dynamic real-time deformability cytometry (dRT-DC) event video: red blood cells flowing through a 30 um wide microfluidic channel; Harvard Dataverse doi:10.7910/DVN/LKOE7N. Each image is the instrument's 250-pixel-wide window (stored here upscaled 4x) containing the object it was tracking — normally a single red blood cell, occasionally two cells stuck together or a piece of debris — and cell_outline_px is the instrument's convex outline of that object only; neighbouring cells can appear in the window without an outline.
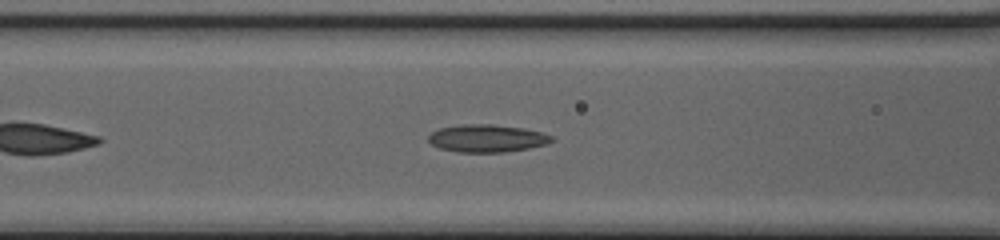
{"species": "common noctule bat (a hibernating species)", "species_latin": "Nyctalus noctula", "temperature_condition": "cold", "stored_images_in_passage": 35, "camera_frame_rate_fps": 3000, "um_per_image_px": 0.085, "animal": {"sex": "female", "body_mass_g": 20.0, "forearm_length_mm": 54.0}, "frame": {"image": 1, "passage_image": 8, "time_ms": 2.333, "image_size_px": [1000, 240], "cell_outline_px": [[556, 140], [548, 144], [528, 148], [504, 152], [456, 152], [440, 148], [432, 144], [428, 140], [428, 136], [432, 132], [440, 128], [460, 124], [492, 124], [524, 128], [540, 132], [552, 136]], "centroid_in_image_um": [41.41, 11.75], "position_along_channel_um": 125.2, "area_um2": 19.88}}
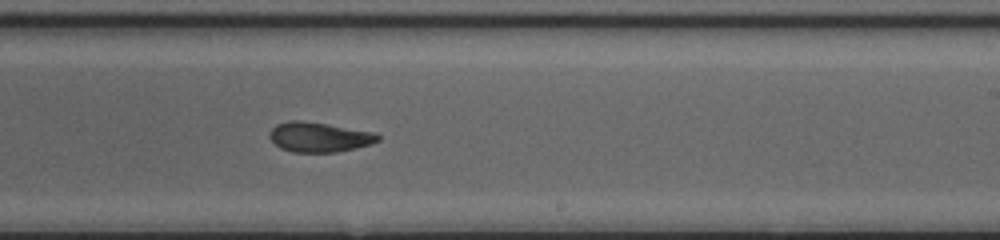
{"frame": {"image": 2, "passage_image": 18, "time_ms": 5.667, "image_size_px": [1000, 240], "cell_outline_px": [[380, 140], [372, 144], [356, 148], [336, 152], [292, 152], [280, 148], [268, 136], [268, 132], [276, 124], [288, 120], [300, 120], [328, 124], [376, 132], [380, 136]], "centroid_in_image_um": [27.13, 11.64], "position_along_channel_um": 261.9, "area_um2": 19.07}}
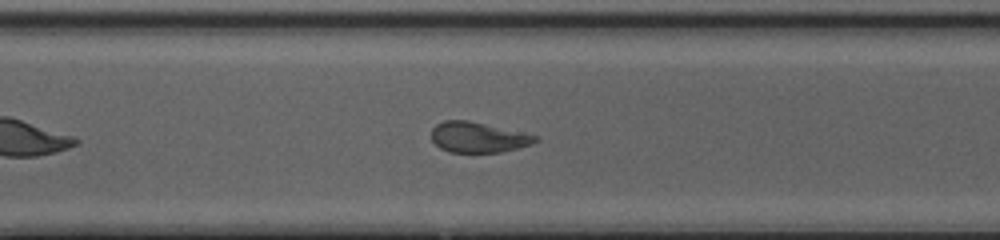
{"frame": {"image": 3, "passage_image": 23, "time_ms": 7.333, "image_size_px": [1000, 240], "cell_outline_px": [[540, 140], [532, 144], [500, 152], [448, 152], [440, 148], [432, 140], [432, 128], [436, 124], [444, 120], [468, 120], [540, 136]], "centroid_in_image_um": [40.65, 11.66], "position_along_channel_um": 330.0, "area_um2": 18.44}}